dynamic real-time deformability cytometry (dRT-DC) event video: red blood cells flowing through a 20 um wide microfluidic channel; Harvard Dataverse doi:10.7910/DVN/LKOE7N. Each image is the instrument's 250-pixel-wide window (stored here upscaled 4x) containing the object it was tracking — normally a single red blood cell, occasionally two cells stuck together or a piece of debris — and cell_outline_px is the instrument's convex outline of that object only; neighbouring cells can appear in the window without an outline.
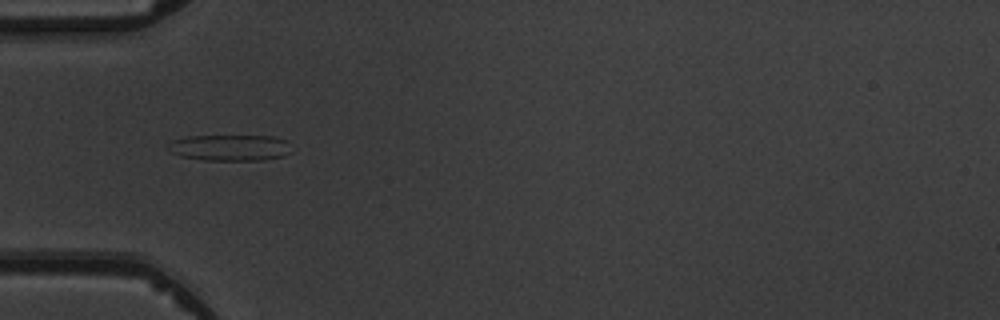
{"species": "common noctule bat (a hibernating species)", "species_latin": "Nyctalus noctula", "temperature_condition": "warm", "stored_images_in_passage": 9, "camera_frame_rate_fps": 3000, "um_per_image_px": 0.085, "animal": {"sex": "male", "body_mass_g": 19.5, "forearm_length_mm": 54.6}, "frame": {"image": 1, "passage_image": 6, "time_ms": 5.667, "image_size_px": [1000, 320], "cell_outline_px": [[292, 152], [284, 156], [264, 160], [204, 160], [180, 156], [168, 152], [164, 148], [172, 140], [188, 136], [276, 136], [288, 140]], "centroid_in_image_um": [19.54, 12.55], "position_along_channel_um": 65.5, "area_um2": 19.25}}
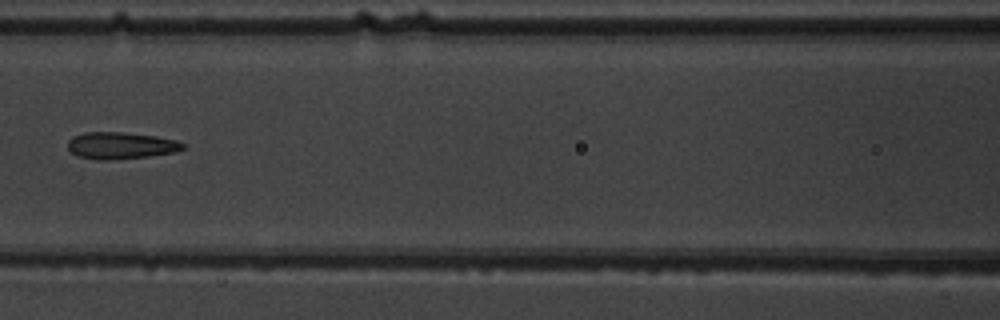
{"frame": {"image": 2, "passage_image": 8, "time_ms": 8.0, "image_size_px": [1000, 320], "cell_outline_px": [[188, 148], [176, 152], [148, 156], [112, 160], [96, 160], [76, 156], [68, 148], [68, 140], [72, 136], [84, 132], [124, 132], [156, 136], [176, 140], [184, 144]], "centroid_in_image_um": [10.27, 12.37], "position_along_channel_um": 156.3, "area_um2": 18.26}}
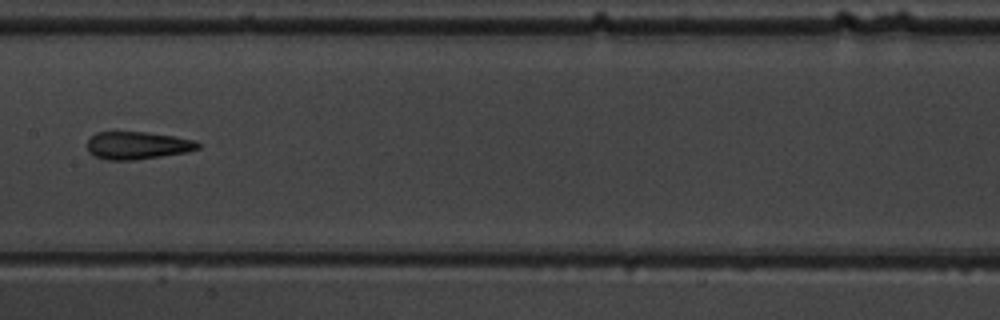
{"frame": {"image": 3, "passage_image": 9, "time_ms": 9.0, "image_size_px": [1000, 320], "cell_outline_px": [[200, 148], [188, 152], [136, 160], [108, 160], [96, 156], [88, 152], [88, 140], [96, 132], [144, 132], [172, 136], [196, 140], [200, 144]], "centroid_in_image_um": [11.71, 12.37], "position_along_channel_um": 195.7, "area_um2": 17.8}}